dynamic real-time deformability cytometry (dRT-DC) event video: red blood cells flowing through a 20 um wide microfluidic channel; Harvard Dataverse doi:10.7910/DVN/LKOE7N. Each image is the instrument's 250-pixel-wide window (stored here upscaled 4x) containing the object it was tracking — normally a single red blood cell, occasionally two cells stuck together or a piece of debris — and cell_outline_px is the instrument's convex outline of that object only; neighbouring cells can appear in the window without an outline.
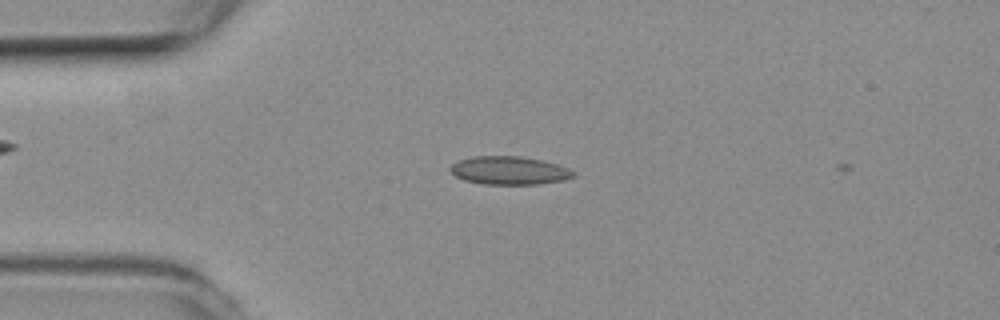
{"species": "common noctule bat (a hibernating species)", "species_latin": "Nyctalus noctula", "temperature_condition": "room temperature", "stored_images_in_passage": 8, "camera_frame_rate_fps": 3000, "um_per_image_px": 0.085, "animal": {"sex": "female", "body_mass_g": 19.3, "forearm_length_mm": 54.1}, "frame": {"image": 1, "passage_image": 5, "time_ms": 1.333, "image_size_px": [1000, 320], "cell_outline_px": [[576, 176], [564, 180], [540, 184], [484, 184], [464, 180], [456, 176], [448, 168], [452, 164], [460, 160], [472, 156], [520, 156], [540, 160], [556, 164], [568, 168], [576, 172]], "centroid_in_image_um": [43.3, 14.49], "position_along_channel_um": 41.7, "area_um2": 20.23}}